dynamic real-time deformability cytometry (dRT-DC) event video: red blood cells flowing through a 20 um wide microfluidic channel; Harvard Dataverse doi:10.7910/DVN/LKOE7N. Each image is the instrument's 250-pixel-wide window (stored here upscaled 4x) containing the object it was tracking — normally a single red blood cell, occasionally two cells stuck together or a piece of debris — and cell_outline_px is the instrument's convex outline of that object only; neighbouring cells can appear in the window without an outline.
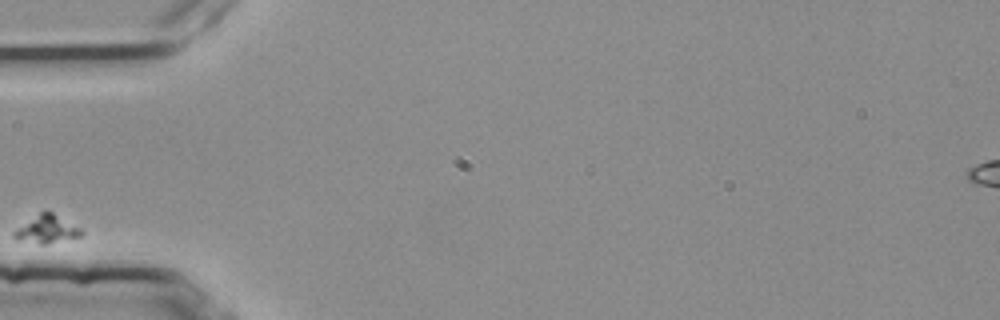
{"species": "common noctule bat (a hibernating species)", "species_latin": "Nyctalus noctula", "temperature_condition": "room temperature", "stored_images_in_passage": 2, "camera_frame_rate_fps": 3000, "um_per_image_px": 0.085, "animal": {"sex": "female", "body_mass_g": 25.1}, "frame": {"image": 1, "passage_image": 1, "time_ms": 0.0, "image_size_px": [1000, 320], "cell_outline_px": [[84, 236], [44, 244], [40, 244], [12, 240], [12, 232], [16, 228], [44, 208], [52, 212], [80, 228], [84, 232]], "centroid_in_image_um": [3.92, 19.48], "position_along_channel_um": 81.1, "area_um2": 11.33}}